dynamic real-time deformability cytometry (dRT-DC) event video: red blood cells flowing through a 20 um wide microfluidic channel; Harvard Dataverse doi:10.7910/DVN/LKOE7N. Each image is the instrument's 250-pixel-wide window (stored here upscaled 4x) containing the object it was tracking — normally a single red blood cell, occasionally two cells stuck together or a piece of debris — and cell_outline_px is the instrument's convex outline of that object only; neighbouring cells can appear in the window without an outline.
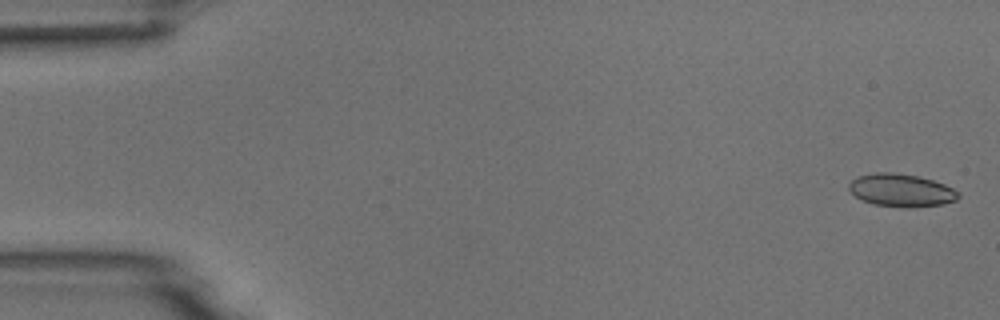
{"species": "common noctule bat (a hibernating species)", "species_latin": "Nyctalus noctula", "temperature_condition": "room temperature", "stored_images_in_passage": 4, "camera_frame_rate_fps": 3000, "um_per_image_px": 0.085, "animal": {"sex": "male", "body_mass_g": 18.8}, "frame": {"image": 1, "passage_image": 1, "time_ms": 0.0, "image_size_px": [1000, 320], "cell_outline_px": [[960, 196], [956, 200], [944, 204], [872, 204], [856, 196], [848, 188], [848, 184], [852, 180], [860, 176], [876, 172], [892, 172], [916, 176], [932, 180], [944, 184], [960, 192]], "centroid_in_image_um": [76.6, 16.11], "position_along_channel_um": 8.4, "area_um2": 19.77}}
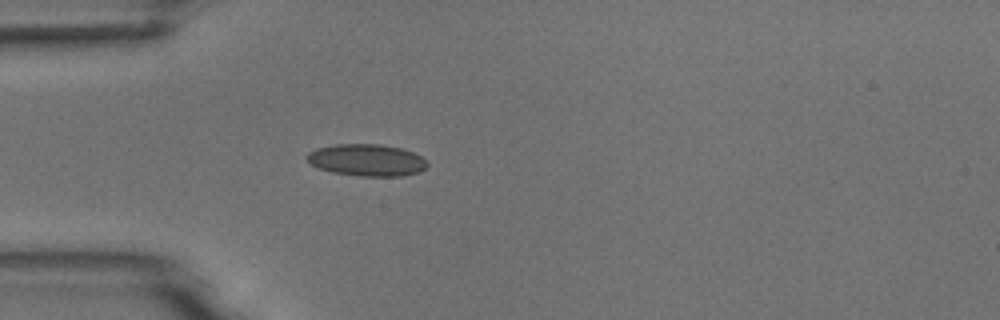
{"frame": {"image": 2, "passage_image": 4, "time_ms": 4.667, "image_size_px": [1000, 320], "cell_outline_px": [[428, 164], [420, 172], [404, 176], [360, 176], [332, 172], [320, 168], [312, 164], [304, 156], [308, 152], [316, 148], [336, 144], [380, 144], [400, 148], [412, 152], [420, 156]], "centroid_in_image_um": [31.16, 13.61], "position_along_channel_um": 53.8, "area_um2": 22.31}}